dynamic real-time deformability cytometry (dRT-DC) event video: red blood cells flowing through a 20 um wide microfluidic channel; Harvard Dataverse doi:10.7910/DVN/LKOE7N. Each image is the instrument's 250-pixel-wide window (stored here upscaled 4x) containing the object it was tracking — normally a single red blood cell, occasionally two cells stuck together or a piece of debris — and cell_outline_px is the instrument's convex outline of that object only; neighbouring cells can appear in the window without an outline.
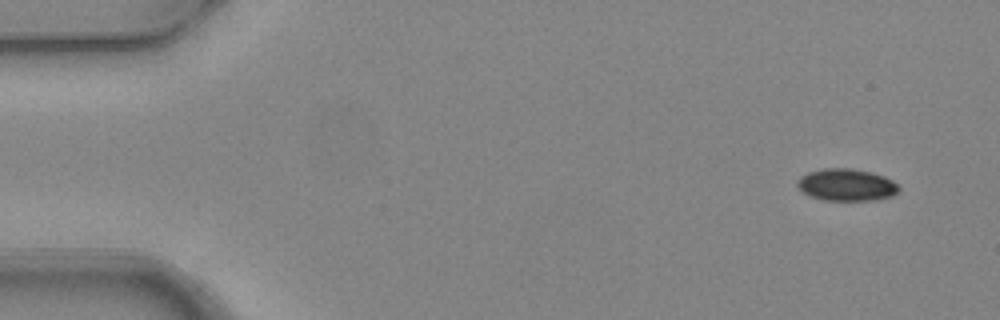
{"species": "common noctule bat (a hibernating species)", "species_latin": "Nyctalus noctula", "temperature_condition": "warm", "stored_images_in_passage": 6, "camera_frame_rate_fps": 3000, "um_per_image_px": 0.085, "animal": {"sex": "female", "body_mass_g": 24.6, "forearm_length_mm": 56.2}, "frame": {"image": 1, "passage_image": 1, "time_ms": 0.0, "image_size_px": [1000, 320], "cell_outline_px": [[900, 188], [892, 196], [876, 200], [824, 200], [808, 196], [800, 192], [796, 184], [796, 180], [800, 176], [808, 172], [824, 168], [848, 168], [872, 172], [884, 176], [892, 180]], "centroid_in_image_um": [71.89, 15.71], "position_along_channel_um": 13.1, "area_um2": 19.19}}
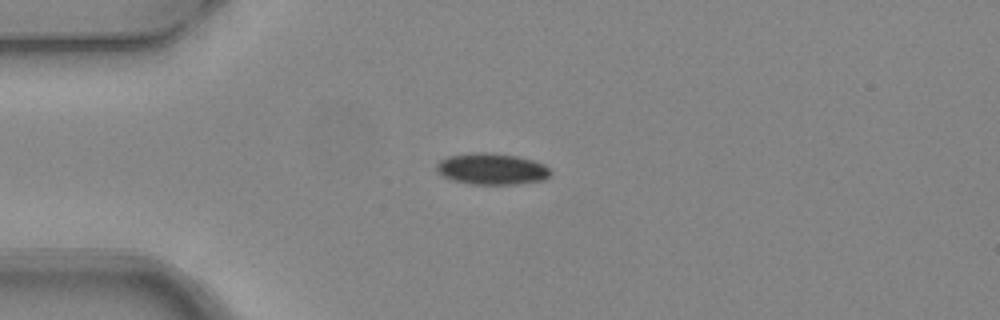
{"frame": {"image": 2, "passage_image": 4, "time_ms": 1.0, "image_size_px": [1000, 320], "cell_outline_px": [[552, 176], [544, 180], [516, 184], [468, 184], [452, 180], [440, 176], [436, 172], [436, 164], [440, 160], [448, 156], [472, 152], [488, 152], [516, 156], [532, 160], [544, 164], [552, 172]], "centroid_in_image_um": [41.77, 14.36], "position_along_channel_um": 43.2, "area_um2": 21.15}}
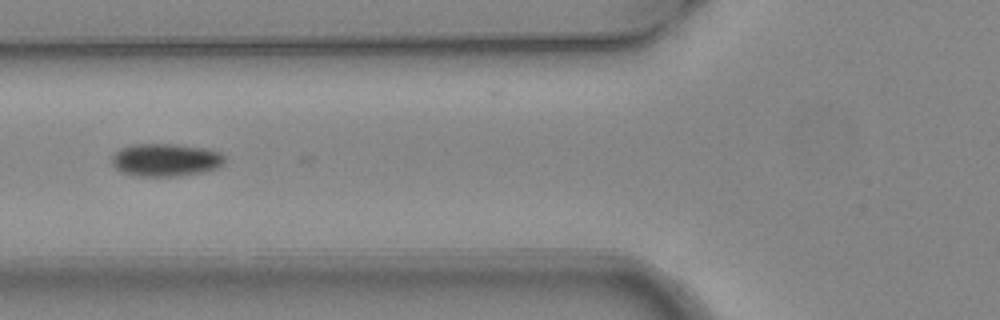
{"frame": {"image": 3, "passage_image": 6, "time_ms": 1.667, "image_size_px": [1000, 320], "cell_outline_px": [[224, 164], [216, 168], [204, 172], [180, 176], [136, 176], [120, 172], [112, 164], [112, 156], [120, 148], [132, 144], [176, 144], [208, 148], [220, 152], [224, 156]], "centroid_in_image_um": [14.09, 13.59], "position_along_channel_um": 111.7, "area_um2": 21.85}}